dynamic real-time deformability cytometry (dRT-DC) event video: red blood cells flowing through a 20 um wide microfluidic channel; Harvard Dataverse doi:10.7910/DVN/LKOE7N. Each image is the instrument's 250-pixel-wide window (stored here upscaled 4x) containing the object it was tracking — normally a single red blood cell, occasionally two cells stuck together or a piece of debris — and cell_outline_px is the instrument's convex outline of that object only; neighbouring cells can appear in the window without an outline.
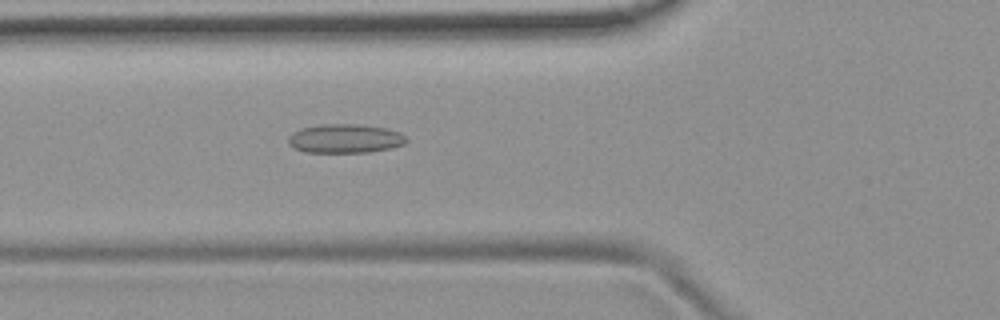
{"species": "common noctule bat (a hibernating species)", "species_latin": "Nyctalus noctula", "temperature_condition": "room temperature", "stored_images_in_passage": 48, "camera_frame_rate_fps": 3000, "um_per_image_px": 0.085, "animal": {"sex": "female", "body_mass_g": 19.9}, "frame": {"image": 1, "passage_image": 14, "time_ms": 4.333, "image_size_px": [1000, 320], "cell_outline_px": [[408, 140], [404, 144], [388, 148], [368, 152], [304, 152], [292, 148], [288, 144], [288, 136], [292, 132], [304, 128], [324, 124], [352, 124], [384, 128], [400, 132]], "centroid_in_image_um": [29.28, 11.79], "position_along_channel_um": 96.5, "area_um2": 19.71}}
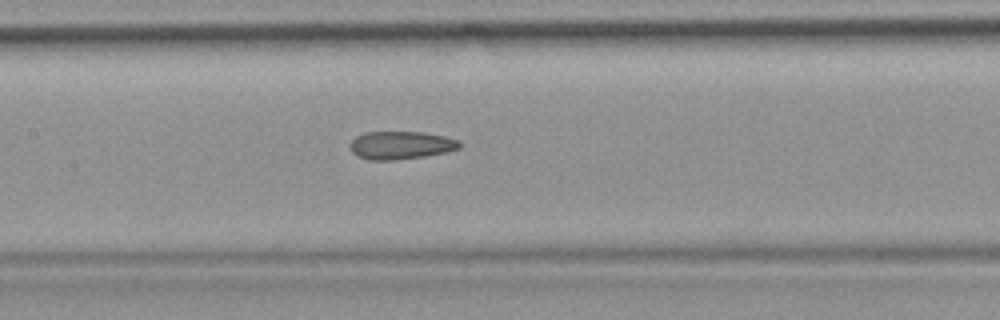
{"frame": {"image": 2, "passage_image": 20, "time_ms": 6.333, "image_size_px": [1000, 320], "cell_outline_px": [[460, 148], [444, 152], [424, 156], [396, 160], [368, 160], [356, 156], [352, 152], [348, 144], [356, 136], [364, 132], [424, 132], [444, 136], [460, 140]], "centroid_in_image_um": [34.03, 12.34], "position_along_channel_um": 173.4, "area_um2": 17.98}}
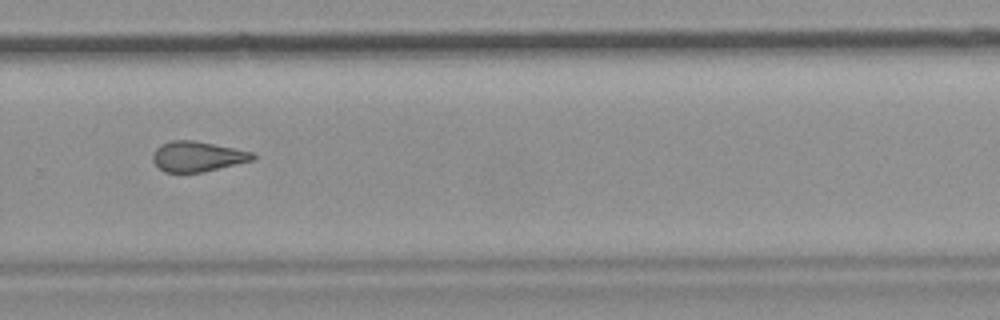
{"frame": {"image": 3, "passage_image": 31, "time_ms": 10.0, "image_size_px": [1000, 320], "cell_outline_px": [[256, 160], [204, 172], [164, 172], [152, 160], [152, 156], [156, 148], [160, 144], [172, 140], [192, 140], [252, 152], [256, 156]], "centroid_in_image_um": [16.79, 13.31], "position_along_channel_um": 313.0, "area_um2": 17.57}, "authors_computed_cell_mechanics": {"area_um2": 18.3804, "velocity_mm_per_s": 3.8234, "shape_relaxation_time_tau1_ms": null, "shape_relaxation_time_tau2_ms": 2.4657, "deformation_change_tau1": null, "deformation_change_tau2": 0.1098}}